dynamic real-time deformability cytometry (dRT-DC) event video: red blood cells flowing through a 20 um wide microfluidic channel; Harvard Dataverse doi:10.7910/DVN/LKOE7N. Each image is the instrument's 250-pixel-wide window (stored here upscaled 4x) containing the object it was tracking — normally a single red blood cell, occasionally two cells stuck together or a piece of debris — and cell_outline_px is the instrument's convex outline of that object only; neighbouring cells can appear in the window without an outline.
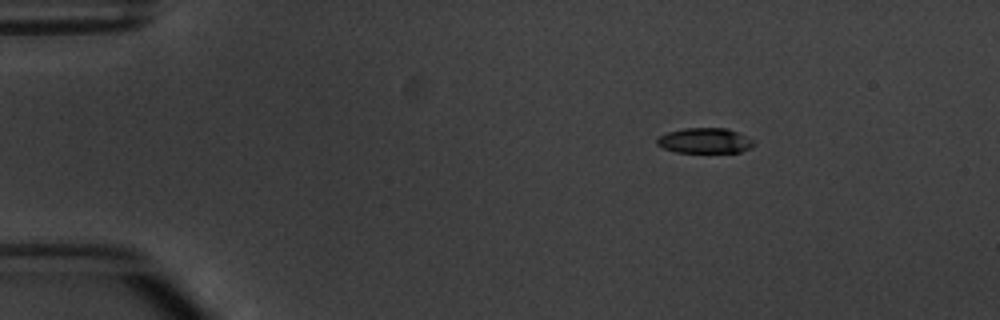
{"species": "common noctule bat (a hibernating species)", "species_latin": "Nyctalus noctula", "temperature_condition": "warm", "stored_images_in_passage": 3, "camera_frame_rate_fps": 3000, "um_per_image_px": 0.085, "animal": {"sex": "male", "body_mass_g": 20.1, "forearm_length_mm": 53.5}, "frame": {"image": 1, "passage_image": 1, "time_ms": 0.0, "image_size_px": [1000, 320], "cell_outline_px": [[756, 144], [740, 152], [676, 152], [664, 148], [656, 144], [656, 140], [660, 136], [668, 132], [684, 128], [728, 128], [752, 140]], "centroid_in_image_um": [59.88, 11.95], "position_along_channel_um": 25.1, "area_um2": 14.05}}
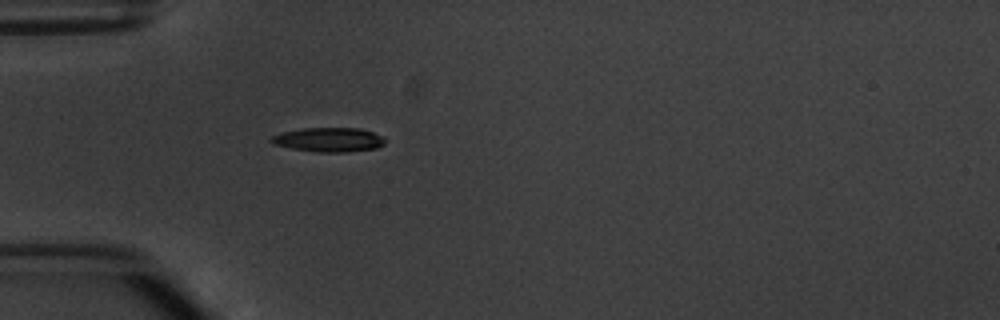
{"frame": {"image": 2, "passage_image": 3, "time_ms": 2.667, "image_size_px": [1000, 320], "cell_outline_px": [[384, 144], [376, 148], [348, 152], [316, 152], [292, 148], [272, 144], [268, 140], [272, 136], [280, 132], [304, 128], [360, 128], [384, 136]], "centroid_in_image_um": [27.93, 11.87], "position_along_channel_um": 57.1, "area_um2": 16.18}}